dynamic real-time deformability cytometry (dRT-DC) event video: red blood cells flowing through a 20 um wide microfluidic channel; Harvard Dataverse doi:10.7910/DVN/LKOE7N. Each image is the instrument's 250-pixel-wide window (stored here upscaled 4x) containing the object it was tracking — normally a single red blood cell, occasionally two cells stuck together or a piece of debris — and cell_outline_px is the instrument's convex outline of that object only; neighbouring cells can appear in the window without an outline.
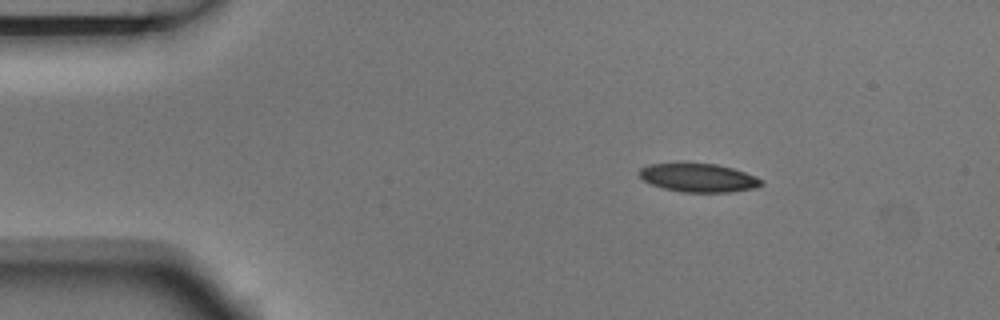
{"species": "Egyptian fruit bat (a non-hibernating species)", "species_latin": "Rousettus aegyptiacus", "temperature_condition": "room temperature", "stored_images_in_passage": 3, "camera_frame_rate_fps": 3000, "um_per_image_px": 0.085, "animal": {"sex": "male"}, "frame": {"image": 1, "passage_image": 1, "time_ms": 0.0, "image_size_px": [1000, 320], "cell_outline_px": [[764, 184], [756, 188], [728, 192], [680, 192], [664, 188], [652, 184], [644, 180], [640, 176], [640, 168], [648, 164], [716, 164], [732, 168], [756, 176], [764, 180]], "centroid_in_image_um": [59.42, 15.12], "position_along_channel_um": 25.6, "area_um2": 20.06}}